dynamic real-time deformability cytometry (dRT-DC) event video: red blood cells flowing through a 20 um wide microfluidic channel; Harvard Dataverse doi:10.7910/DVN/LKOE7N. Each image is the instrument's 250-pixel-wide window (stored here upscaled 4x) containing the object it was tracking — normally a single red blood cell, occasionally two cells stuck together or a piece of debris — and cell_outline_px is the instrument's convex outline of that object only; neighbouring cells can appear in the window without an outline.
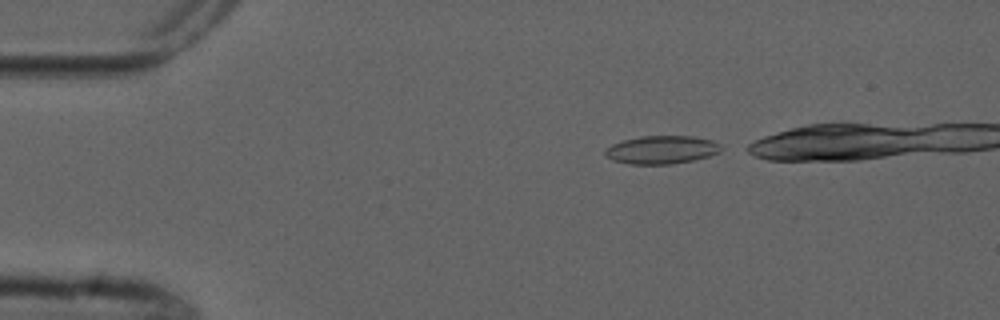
{"species": "common noctule bat (a hibernating species)", "species_latin": "Nyctalus noctula", "temperature_condition": "cold", "stored_images_in_passage": 8, "camera_frame_rate_fps": 3000, "um_per_image_px": 0.085, "animal": {"sex": "male", "forearm_length_mm": 52.5}, "frame": {"image": 1, "passage_image": 1, "time_ms": 0.0, "image_size_px": [1000, 320], "cell_outline_px": [[728, 148], [720, 152], [708, 156], [692, 160], [672, 164], [628, 164], [612, 160], [604, 156], [604, 152], [612, 144], [624, 140], [640, 136], [692, 136], [712, 140]], "centroid_in_image_um": [56.28, 12.73], "position_along_channel_um": 28.7, "area_um2": 19.19}}
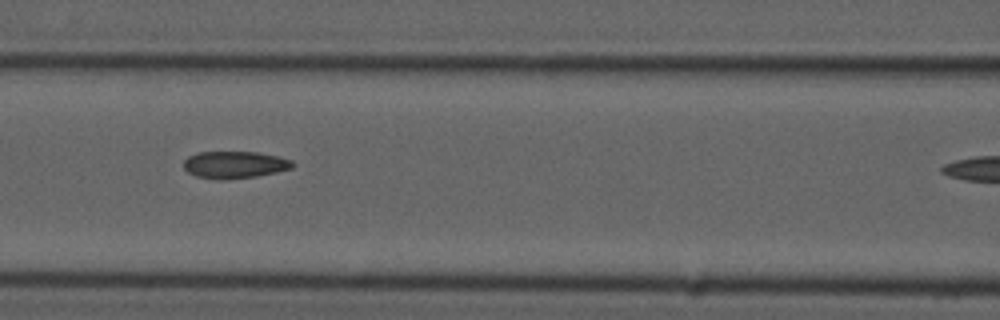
{"frame": {"image": 2, "passage_image": 5, "time_ms": 4.667, "image_size_px": [1000, 320], "cell_outline_px": [[296, 164], [292, 168], [276, 172], [256, 176], [224, 180], [216, 180], [196, 176], [188, 172], [184, 168], [184, 160], [188, 156], [200, 152], [256, 152], [276, 156], [292, 160]], "centroid_in_image_um": [19.94, 14.01], "position_along_channel_um": 146.7, "area_um2": 17.22}}
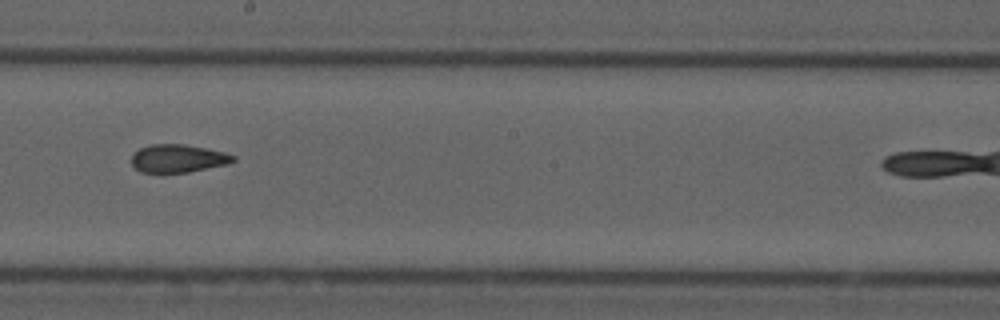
{"frame": {"image": 3, "passage_image": 7, "time_ms": 7.0, "image_size_px": [1000, 320], "cell_outline_px": [[236, 160], [228, 164], [188, 172], [160, 176], [140, 172], [132, 164], [132, 156], [140, 148], [152, 144], [184, 144], [224, 152], [236, 156]], "centroid_in_image_um": [15.1, 13.52], "position_along_channel_um": 233.1, "area_um2": 17.11}}